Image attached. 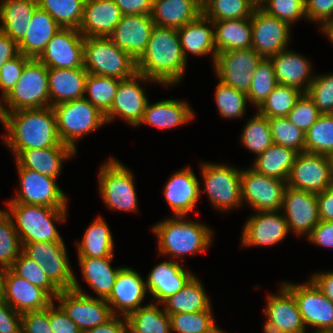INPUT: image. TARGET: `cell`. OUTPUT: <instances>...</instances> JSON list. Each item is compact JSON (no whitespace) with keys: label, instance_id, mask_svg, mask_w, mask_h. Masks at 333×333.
<instances>
[{"label":"cell","instance_id":"obj_1","mask_svg":"<svg viewBox=\"0 0 333 333\" xmlns=\"http://www.w3.org/2000/svg\"><path fill=\"white\" fill-rule=\"evenodd\" d=\"M0 122L7 130L3 143L8 145L15 157L22 150L67 145L59 138L56 116L51 106L0 112Z\"/></svg>","mask_w":333,"mask_h":333},{"label":"cell","instance_id":"obj_2","mask_svg":"<svg viewBox=\"0 0 333 333\" xmlns=\"http://www.w3.org/2000/svg\"><path fill=\"white\" fill-rule=\"evenodd\" d=\"M186 63L177 29L155 25L146 50L136 60V71L168 86L180 83Z\"/></svg>","mask_w":333,"mask_h":333},{"label":"cell","instance_id":"obj_3","mask_svg":"<svg viewBox=\"0 0 333 333\" xmlns=\"http://www.w3.org/2000/svg\"><path fill=\"white\" fill-rule=\"evenodd\" d=\"M184 216L165 219L152 227L158 239L159 254L179 257L194 256L207 251L212 242L213 231L199 222L186 221Z\"/></svg>","mask_w":333,"mask_h":333},{"label":"cell","instance_id":"obj_4","mask_svg":"<svg viewBox=\"0 0 333 333\" xmlns=\"http://www.w3.org/2000/svg\"><path fill=\"white\" fill-rule=\"evenodd\" d=\"M6 211L14 222L21 245L37 242H64L54 221H66L67 208L8 203ZM16 222V223H15Z\"/></svg>","mask_w":333,"mask_h":333},{"label":"cell","instance_id":"obj_5","mask_svg":"<svg viewBox=\"0 0 333 333\" xmlns=\"http://www.w3.org/2000/svg\"><path fill=\"white\" fill-rule=\"evenodd\" d=\"M48 71L49 68L38 59L30 58L21 77L2 100L6 106L0 102V112L49 107Z\"/></svg>","mask_w":333,"mask_h":333},{"label":"cell","instance_id":"obj_6","mask_svg":"<svg viewBox=\"0 0 333 333\" xmlns=\"http://www.w3.org/2000/svg\"><path fill=\"white\" fill-rule=\"evenodd\" d=\"M84 68L88 74L126 79L136 71V61L109 37H84Z\"/></svg>","mask_w":333,"mask_h":333},{"label":"cell","instance_id":"obj_7","mask_svg":"<svg viewBox=\"0 0 333 333\" xmlns=\"http://www.w3.org/2000/svg\"><path fill=\"white\" fill-rule=\"evenodd\" d=\"M52 108L61 142L74 150H76L75 143L80 137L107 124L105 115L85 98L61 103Z\"/></svg>","mask_w":333,"mask_h":333},{"label":"cell","instance_id":"obj_8","mask_svg":"<svg viewBox=\"0 0 333 333\" xmlns=\"http://www.w3.org/2000/svg\"><path fill=\"white\" fill-rule=\"evenodd\" d=\"M56 299L65 314L82 333L106 323L114 316L106 299L86 294L79 287L75 276L72 289L60 290Z\"/></svg>","mask_w":333,"mask_h":333},{"label":"cell","instance_id":"obj_9","mask_svg":"<svg viewBox=\"0 0 333 333\" xmlns=\"http://www.w3.org/2000/svg\"><path fill=\"white\" fill-rule=\"evenodd\" d=\"M99 193L106 206L120 211L137 212L133 174L118 160L109 159L99 171Z\"/></svg>","mask_w":333,"mask_h":333},{"label":"cell","instance_id":"obj_10","mask_svg":"<svg viewBox=\"0 0 333 333\" xmlns=\"http://www.w3.org/2000/svg\"><path fill=\"white\" fill-rule=\"evenodd\" d=\"M208 198L215 208L228 210L241 206V171L222 164L200 163Z\"/></svg>","mask_w":333,"mask_h":333},{"label":"cell","instance_id":"obj_11","mask_svg":"<svg viewBox=\"0 0 333 333\" xmlns=\"http://www.w3.org/2000/svg\"><path fill=\"white\" fill-rule=\"evenodd\" d=\"M22 252L40 264L45 275L59 290L72 289L74 274L64 242L26 243L22 245Z\"/></svg>","mask_w":333,"mask_h":333},{"label":"cell","instance_id":"obj_12","mask_svg":"<svg viewBox=\"0 0 333 333\" xmlns=\"http://www.w3.org/2000/svg\"><path fill=\"white\" fill-rule=\"evenodd\" d=\"M287 182L256 172L241 171V198L251 208L260 211H281ZM244 200V201H243Z\"/></svg>","mask_w":333,"mask_h":333},{"label":"cell","instance_id":"obj_13","mask_svg":"<svg viewBox=\"0 0 333 333\" xmlns=\"http://www.w3.org/2000/svg\"><path fill=\"white\" fill-rule=\"evenodd\" d=\"M281 284L294 295L305 327H316V331L333 330V302L312 279L305 284Z\"/></svg>","mask_w":333,"mask_h":333},{"label":"cell","instance_id":"obj_14","mask_svg":"<svg viewBox=\"0 0 333 333\" xmlns=\"http://www.w3.org/2000/svg\"><path fill=\"white\" fill-rule=\"evenodd\" d=\"M264 58L253 48L217 53L213 68L219 81L248 93L253 73Z\"/></svg>","mask_w":333,"mask_h":333},{"label":"cell","instance_id":"obj_15","mask_svg":"<svg viewBox=\"0 0 333 333\" xmlns=\"http://www.w3.org/2000/svg\"><path fill=\"white\" fill-rule=\"evenodd\" d=\"M18 174L20 189L8 203L67 208V198L57 185L56 178L23 167H18Z\"/></svg>","mask_w":333,"mask_h":333},{"label":"cell","instance_id":"obj_16","mask_svg":"<svg viewBox=\"0 0 333 333\" xmlns=\"http://www.w3.org/2000/svg\"><path fill=\"white\" fill-rule=\"evenodd\" d=\"M287 186L319 194L333 186L328 156L298 153L287 180Z\"/></svg>","mask_w":333,"mask_h":333},{"label":"cell","instance_id":"obj_17","mask_svg":"<svg viewBox=\"0 0 333 333\" xmlns=\"http://www.w3.org/2000/svg\"><path fill=\"white\" fill-rule=\"evenodd\" d=\"M252 25V46L260 56L269 59L287 49L290 39V25L268 15L257 6L250 17Z\"/></svg>","mask_w":333,"mask_h":333},{"label":"cell","instance_id":"obj_18","mask_svg":"<svg viewBox=\"0 0 333 333\" xmlns=\"http://www.w3.org/2000/svg\"><path fill=\"white\" fill-rule=\"evenodd\" d=\"M142 81L143 83L156 82L139 72H135L129 78L120 80L111 109L105 115L106 123L113 121L119 116L130 125L137 127L148 103V99L140 85Z\"/></svg>","mask_w":333,"mask_h":333},{"label":"cell","instance_id":"obj_19","mask_svg":"<svg viewBox=\"0 0 333 333\" xmlns=\"http://www.w3.org/2000/svg\"><path fill=\"white\" fill-rule=\"evenodd\" d=\"M38 60L48 68L83 67L84 36L78 29L61 28L47 43Z\"/></svg>","mask_w":333,"mask_h":333},{"label":"cell","instance_id":"obj_20","mask_svg":"<svg viewBox=\"0 0 333 333\" xmlns=\"http://www.w3.org/2000/svg\"><path fill=\"white\" fill-rule=\"evenodd\" d=\"M282 209L289 231L298 235H309L320 222L316 194L287 186Z\"/></svg>","mask_w":333,"mask_h":333},{"label":"cell","instance_id":"obj_21","mask_svg":"<svg viewBox=\"0 0 333 333\" xmlns=\"http://www.w3.org/2000/svg\"><path fill=\"white\" fill-rule=\"evenodd\" d=\"M146 292H148L146 282L141 275L130 267H122L106 301L114 315L121 314L120 316L128 317L132 312L143 307L141 305Z\"/></svg>","mask_w":333,"mask_h":333},{"label":"cell","instance_id":"obj_22","mask_svg":"<svg viewBox=\"0 0 333 333\" xmlns=\"http://www.w3.org/2000/svg\"><path fill=\"white\" fill-rule=\"evenodd\" d=\"M280 211H260L251 216L242 232V246L276 245L289 233L286 219Z\"/></svg>","mask_w":333,"mask_h":333},{"label":"cell","instance_id":"obj_23","mask_svg":"<svg viewBox=\"0 0 333 333\" xmlns=\"http://www.w3.org/2000/svg\"><path fill=\"white\" fill-rule=\"evenodd\" d=\"M154 26L151 15H123L109 38L136 61L146 50Z\"/></svg>","mask_w":333,"mask_h":333},{"label":"cell","instance_id":"obj_24","mask_svg":"<svg viewBox=\"0 0 333 333\" xmlns=\"http://www.w3.org/2000/svg\"><path fill=\"white\" fill-rule=\"evenodd\" d=\"M16 312L39 311L48 308L53 300L43 289L7 269L5 274L4 298Z\"/></svg>","mask_w":333,"mask_h":333},{"label":"cell","instance_id":"obj_25","mask_svg":"<svg viewBox=\"0 0 333 333\" xmlns=\"http://www.w3.org/2000/svg\"><path fill=\"white\" fill-rule=\"evenodd\" d=\"M199 181L190 167L175 172L164 188V196L175 216H184L195 209L200 197Z\"/></svg>","mask_w":333,"mask_h":333},{"label":"cell","instance_id":"obj_26","mask_svg":"<svg viewBox=\"0 0 333 333\" xmlns=\"http://www.w3.org/2000/svg\"><path fill=\"white\" fill-rule=\"evenodd\" d=\"M122 16L114 0H86L78 30L84 37H109Z\"/></svg>","mask_w":333,"mask_h":333},{"label":"cell","instance_id":"obj_27","mask_svg":"<svg viewBox=\"0 0 333 333\" xmlns=\"http://www.w3.org/2000/svg\"><path fill=\"white\" fill-rule=\"evenodd\" d=\"M87 76L84 66L72 69L49 68V106L84 98Z\"/></svg>","mask_w":333,"mask_h":333},{"label":"cell","instance_id":"obj_28","mask_svg":"<svg viewBox=\"0 0 333 333\" xmlns=\"http://www.w3.org/2000/svg\"><path fill=\"white\" fill-rule=\"evenodd\" d=\"M182 265L174 261H163L155 266L148 274L146 288L152 296L162 303L169 296L180 291L194 276L187 272Z\"/></svg>","mask_w":333,"mask_h":333},{"label":"cell","instance_id":"obj_29","mask_svg":"<svg viewBox=\"0 0 333 333\" xmlns=\"http://www.w3.org/2000/svg\"><path fill=\"white\" fill-rule=\"evenodd\" d=\"M76 154L69 145L22 150L16 157L17 167L34 170L51 178H58L62 162Z\"/></svg>","mask_w":333,"mask_h":333},{"label":"cell","instance_id":"obj_30","mask_svg":"<svg viewBox=\"0 0 333 333\" xmlns=\"http://www.w3.org/2000/svg\"><path fill=\"white\" fill-rule=\"evenodd\" d=\"M278 84L292 86L306 93L314 77L311 63L294 51L285 49L269 58Z\"/></svg>","mask_w":333,"mask_h":333},{"label":"cell","instance_id":"obj_31","mask_svg":"<svg viewBox=\"0 0 333 333\" xmlns=\"http://www.w3.org/2000/svg\"><path fill=\"white\" fill-rule=\"evenodd\" d=\"M278 295H268L264 310L266 319L284 333H306L294 295L282 284Z\"/></svg>","mask_w":333,"mask_h":333},{"label":"cell","instance_id":"obj_32","mask_svg":"<svg viewBox=\"0 0 333 333\" xmlns=\"http://www.w3.org/2000/svg\"><path fill=\"white\" fill-rule=\"evenodd\" d=\"M202 13L201 0H153L151 18L156 26L179 29Z\"/></svg>","mask_w":333,"mask_h":333},{"label":"cell","instance_id":"obj_33","mask_svg":"<svg viewBox=\"0 0 333 333\" xmlns=\"http://www.w3.org/2000/svg\"><path fill=\"white\" fill-rule=\"evenodd\" d=\"M24 38L18 43L19 53L38 59L47 43L61 26L43 9L36 7Z\"/></svg>","mask_w":333,"mask_h":333},{"label":"cell","instance_id":"obj_34","mask_svg":"<svg viewBox=\"0 0 333 333\" xmlns=\"http://www.w3.org/2000/svg\"><path fill=\"white\" fill-rule=\"evenodd\" d=\"M212 25L211 28L208 25ZM213 28V29H212ZM180 44L184 56L187 60V52L196 56L211 54L213 64L217 55L215 47L213 21L208 19L203 13L195 20L177 29Z\"/></svg>","mask_w":333,"mask_h":333},{"label":"cell","instance_id":"obj_35","mask_svg":"<svg viewBox=\"0 0 333 333\" xmlns=\"http://www.w3.org/2000/svg\"><path fill=\"white\" fill-rule=\"evenodd\" d=\"M194 119V113L190 106L180 100L166 99L150 104L147 103L146 109L139 126L146 123L160 129H170L183 125Z\"/></svg>","mask_w":333,"mask_h":333},{"label":"cell","instance_id":"obj_36","mask_svg":"<svg viewBox=\"0 0 333 333\" xmlns=\"http://www.w3.org/2000/svg\"><path fill=\"white\" fill-rule=\"evenodd\" d=\"M37 6V0H2L0 31L18 44L24 38Z\"/></svg>","mask_w":333,"mask_h":333},{"label":"cell","instance_id":"obj_37","mask_svg":"<svg viewBox=\"0 0 333 333\" xmlns=\"http://www.w3.org/2000/svg\"><path fill=\"white\" fill-rule=\"evenodd\" d=\"M217 53L252 46V25L249 18L213 21Z\"/></svg>","mask_w":333,"mask_h":333},{"label":"cell","instance_id":"obj_38","mask_svg":"<svg viewBox=\"0 0 333 333\" xmlns=\"http://www.w3.org/2000/svg\"><path fill=\"white\" fill-rule=\"evenodd\" d=\"M113 257H78L83 277L99 296L107 299L112 292L116 277L122 267L112 268Z\"/></svg>","mask_w":333,"mask_h":333},{"label":"cell","instance_id":"obj_39","mask_svg":"<svg viewBox=\"0 0 333 333\" xmlns=\"http://www.w3.org/2000/svg\"><path fill=\"white\" fill-rule=\"evenodd\" d=\"M209 300L201 281L194 275L180 291L169 296L162 304L164 311L171 315L209 310Z\"/></svg>","mask_w":333,"mask_h":333},{"label":"cell","instance_id":"obj_40","mask_svg":"<svg viewBox=\"0 0 333 333\" xmlns=\"http://www.w3.org/2000/svg\"><path fill=\"white\" fill-rule=\"evenodd\" d=\"M297 155L298 152L294 149L273 143L256 156L252 169L260 174L287 182Z\"/></svg>","mask_w":333,"mask_h":333},{"label":"cell","instance_id":"obj_41","mask_svg":"<svg viewBox=\"0 0 333 333\" xmlns=\"http://www.w3.org/2000/svg\"><path fill=\"white\" fill-rule=\"evenodd\" d=\"M78 257H114L113 237L105 220L96 218L87 228L81 242H77Z\"/></svg>","mask_w":333,"mask_h":333},{"label":"cell","instance_id":"obj_42","mask_svg":"<svg viewBox=\"0 0 333 333\" xmlns=\"http://www.w3.org/2000/svg\"><path fill=\"white\" fill-rule=\"evenodd\" d=\"M127 321L128 333H172L169 315L152 302L132 312Z\"/></svg>","mask_w":333,"mask_h":333},{"label":"cell","instance_id":"obj_43","mask_svg":"<svg viewBox=\"0 0 333 333\" xmlns=\"http://www.w3.org/2000/svg\"><path fill=\"white\" fill-rule=\"evenodd\" d=\"M38 6L45 10L61 28L79 29L86 0H37Z\"/></svg>","mask_w":333,"mask_h":333},{"label":"cell","instance_id":"obj_44","mask_svg":"<svg viewBox=\"0 0 333 333\" xmlns=\"http://www.w3.org/2000/svg\"><path fill=\"white\" fill-rule=\"evenodd\" d=\"M120 79L115 77L98 76L88 74L86 79L85 94L89 93L91 98L84 96L103 115H106L113 104Z\"/></svg>","mask_w":333,"mask_h":333},{"label":"cell","instance_id":"obj_45","mask_svg":"<svg viewBox=\"0 0 333 333\" xmlns=\"http://www.w3.org/2000/svg\"><path fill=\"white\" fill-rule=\"evenodd\" d=\"M258 5L252 0H204L203 14L212 21L249 18Z\"/></svg>","mask_w":333,"mask_h":333},{"label":"cell","instance_id":"obj_46","mask_svg":"<svg viewBox=\"0 0 333 333\" xmlns=\"http://www.w3.org/2000/svg\"><path fill=\"white\" fill-rule=\"evenodd\" d=\"M305 152L325 156L333 153V114H321L305 133Z\"/></svg>","mask_w":333,"mask_h":333},{"label":"cell","instance_id":"obj_47","mask_svg":"<svg viewBox=\"0 0 333 333\" xmlns=\"http://www.w3.org/2000/svg\"><path fill=\"white\" fill-rule=\"evenodd\" d=\"M302 93L295 87L278 84L258 107L257 112L268 119L287 117Z\"/></svg>","mask_w":333,"mask_h":333},{"label":"cell","instance_id":"obj_48","mask_svg":"<svg viewBox=\"0 0 333 333\" xmlns=\"http://www.w3.org/2000/svg\"><path fill=\"white\" fill-rule=\"evenodd\" d=\"M241 142L256 156L270 147L274 142L268 118L257 112L245 125Z\"/></svg>","mask_w":333,"mask_h":333},{"label":"cell","instance_id":"obj_49","mask_svg":"<svg viewBox=\"0 0 333 333\" xmlns=\"http://www.w3.org/2000/svg\"><path fill=\"white\" fill-rule=\"evenodd\" d=\"M169 317L171 331L175 333H216L219 329L215 324L212 308L199 312L171 314Z\"/></svg>","mask_w":333,"mask_h":333},{"label":"cell","instance_id":"obj_50","mask_svg":"<svg viewBox=\"0 0 333 333\" xmlns=\"http://www.w3.org/2000/svg\"><path fill=\"white\" fill-rule=\"evenodd\" d=\"M22 252L19 235L11 216L0 210V265L10 269Z\"/></svg>","mask_w":333,"mask_h":333},{"label":"cell","instance_id":"obj_51","mask_svg":"<svg viewBox=\"0 0 333 333\" xmlns=\"http://www.w3.org/2000/svg\"><path fill=\"white\" fill-rule=\"evenodd\" d=\"M277 85L273 64L270 59L264 58L253 73L247 93L249 102L258 108Z\"/></svg>","mask_w":333,"mask_h":333},{"label":"cell","instance_id":"obj_52","mask_svg":"<svg viewBox=\"0 0 333 333\" xmlns=\"http://www.w3.org/2000/svg\"><path fill=\"white\" fill-rule=\"evenodd\" d=\"M10 269L18 276L43 289L53 300L60 292L45 275L40 264L27 257L23 252L20 253Z\"/></svg>","mask_w":333,"mask_h":333},{"label":"cell","instance_id":"obj_53","mask_svg":"<svg viewBox=\"0 0 333 333\" xmlns=\"http://www.w3.org/2000/svg\"><path fill=\"white\" fill-rule=\"evenodd\" d=\"M215 100L219 113L225 118H239L245 114L246 103L249 102L245 92L218 81ZM248 101V102H247Z\"/></svg>","mask_w":333,"mask_h":333},{"label":"cell","instance_id":"obj_54","mask_svg":"<svg viewBox=\"0 0 333 333\" xmlns=\"http://www.w3.org/2000/svg\"><path fill=\"white\" fill-rule=\"evenodd\" d=\"M273 142L289 147L298 153L305 152V133L291 123L286 117L268 119Z\"/></svg>","mask_w":333,"mask_h":333},{"label":"cell","instance_id":"obj_55","mask_svg":"<svg viewBox=\"0 0 333 333\" xmlns=\"http://www.w3.org/2000/svg\"><path fill=\"white\" fill-rule=\"evenodd\" d=\"M268 15L277 17L289 25L306 18L305 2L302 0H263L258 5Z\"/></svg>","mask_w":333,"mask_h":333},{"label":"cell","instance_id":"obj_56","mask_svg":"<svg viewBox=\"0 0 333 333\" xmlns=\"http://www.w3.org/2000/svg\"><path fill=\"white\" fill-rule=\"evenodd\" d=\"M307 95L321 114H333V74L314 76Z\"/></svg>","mask_w":333,"mask_h":333},{"label":"cell","instance_id":"obj_57","mask_svg":"<svg viewBox=\"0 0 333 333\" xmlns=\"http://www.w3.org/2000/svg\"><path fill=\"white\" fill-rule=\"evenodd\" d=\"M321 113L314 104L313 100L302 93L296 100L294 107L289 111L287 119L304 133L317 121Z\"/></svg>","mask_w":333,"mask_h":333},{"label":"cell","instance_id":"obj_58","mask_svg":"<svg viewBox=\"0 0 333 333\" xmlns=\"http://www.w3.org/2000/svg\"><path fill=\"white\" fill-rule=\"evenodd\" d=\"M30 58L19 53L13 59L7 61L0 69V88L2 90V100L13 89L16 82L21 77L25 63ZM1 102V101H0Z\"/></svg>","mask_w":333,"mask_h":333},{"label":"cell","instance_id":"obj_59","mask_svg":"<svg viewBox=\"0 0 333 333\" xmlns=\"http://www.w3.org/2000/svg\"><path fill=\"white\" fill-rule=\"evenodd\" d=\"M21 333H53L49 323V307L22 313Z\"/></svg>","mask_w":333,"mask_h":333},{"label":"cell","instance_id":"obj_60","mask_svg":"<svg viewBox=\"0 0 333 333\" xmlns=\"http://www.w3.org/2000/svg\"><path fill=\"white\" fill-rule=\"evenodd\" d=\"M305 15L307 20L321 23V26L333 20V0H306Z\"/></svg>","mask_w":333,"mask_h":333},{"label":"cell","instance_id":"obj_61","mask_svg":"<svg viewBox=\"0 0 333 333\" xmlns=\"http://www.w3.org/2000/svg\"><path fill=\"white\" fill-rule=\"evenodd\" d=\"M49 323L53 333H82L77 325L54 302L49 306Z\"/></svg>","mask_w":333,"mask_h":333},{"label":"cell","instance_id":"obj_62","mask_svg":"<svg viewBox=\"0 0 333 333\" xmlns=\"http://www.w3.org/2000/svg\"><path fill=\"white\" fill-rule=\"evenodd\" d=\"M21 315L0 300V333H21Z\"/></svg>","mask_w":333,"mask_h":333},{"label":"cell","instance_id":"obj_63","mask_svg":"<svg viewBox=\"0 0 333 333\" xmlns=\"http://www.w3.org/2000/svg\"><path fill=\"white\" fill-rule=\"evenodd\" d=\"M307 239L313 244L333 248V221H320Z\"/></svg>","mask_w":333,"mask_h":333},{"label":"cell","instance_id":"obj_64","mask_svg":"<svg viewBox=\"0 0 333 333\" xmlns=\"http://www.w3.org/2000/svg\"><path fill=\"white\" fill-rule=\"evenodd\" d=\"M123 15H151L153 0H114Z\"/></svg>","mask_w":333,"mask_h":333},{"label":"cell","instance_id":"obj_65","mask_svg":"<svg viewBox=\"0 0 333 333\" xmlns=\"http://www.w3.org/2000/svg\"><path fill=\"white\" fill-rule=\"evenodd\" d=\"M121 317L120 315H114L106 323L98 325L84 333H128V321L127 317Z\"/></svg>","mask_w":333,"mask_h":333},{"label":"cell","instance_id":"obj_66","mask_svg":"<svg viewBox=\"0 0 333 333\" xmlns=\"http://www.w3.org/2000/svg\"><path fill=\"white\" fill-rule=\"evenodd\" d=\"M320 221H333V186L316 195Z\"/></svg>","mask_w":333,"mask_h":333},{"label":"cell","instance_id":"obj_67","mask_svg":"<svg viewBox=\"0 0 333 333\" xmlns=\"http://www.w3.org/2000/svg\"><path fill=\"white\" fill-rule=\"evenodd\" d=\"M19 54L18 44L0 31V69L9 60Z\"/></svg>","mask_w":333,"mask_h":333},{"label":"cell","instance_id":"obj_68","mask_svg":"<svg viewBox=\"0 0 333 333\" xmlns=\"http://www.w3.org/2000/svg\"><path fill=\"white\" fill-rule=\"evenodd\" d=\"M311 279L321 289V291L327 296V298L333 302V271L319 274H312Z\"/></svg>","mask_w":333,"mask_h":333},{"label":"cell","instance_id":"obj_69","mask_svg":"<svg viewBox=\"0 0 333 333\" xmlns=\"http://www.w3.org/2000/svg\"><path fill=\"white\" fill-rule=\"evenodd\" d=\"M321 30L323 31L324 34L326 33L329 40L333 43V20L325 22L322 25Z\"/></svg>","mask_w":333,"mask_h":333},{"label":"cell","instance_id":"obj_70","mask_svg":"<svg viewBox=\"0 0 333 333\" xmlns=\"http://www.w3.org/2000/svg\"><path fill=\"white\" fill-rule=\"evenodd\" d=\"M265 333H284L280 327H278L275 323L269 321L267 319L266 323L264 324L263 328Z\"/></svg>","mask_w":333,"mask_h":333},{"label":"cell","instance_id":"obj_71","mask_svg":"<svg viewBox=\"0 0 333 333\" xmlns=\"http://www.w3.org/2000/svg\"><path fill=\"white\" fill-rule=\"evenodd\" d=\"M7 269L0 265V300L4 298L5 274Z\"/></svg>","mask_w":333,"mask_h":333},{"label":"cell","instance_id":"obj_72","mask_svg":"<svg viewBox=\"0 0 333 333\" xmlns=\"http://www.w3.org/2000/svg\"><path fill=\"white\" fill-rule=\"evenodd\" d=\"M329 161H330V167H331V174L333 177V153L328 156Z\"/></svg>","mask_w":333,"mask_h":333},{"label":"cell","instance_id":"obj_73","mask_svg":"<svg viewBox=\"0 0 333 333\" xmlns=\"http://www.w3.org/2000/svg\"><path fill=\"white\" fill-rule=\"evenodd\" d=\"M313 333H333V330H319V331H314Z\"/></svg>","mask_w":333,"mask_h":333},{"label":"cell","instance_id":"obj_74","mask_svg":"<svg viewBox=\"0 0 333 333\" xmlns=\"http://www.w3.org/2000/svg\"><path fill=\"white\" fill-rule=\"evenodd\" d=\"M254 1L257 5H259L263 0H252Z\"/></svg>","mask_w":333,"mask_h":333},{"label":"cell","instance_id":"obj_75","mask_svg":"<svg viewBox=\"0 0 333 333\" xmlns=\"http://www.w3.org/2000/svg\"><path fill=\"white\" fill-rule=\"evenodd\" d=\"M216 333H224V332L221 331L220 329H218V330L216 331Z\"/></svg>","mask_w":333,"mask_h":333}]
</instances>
